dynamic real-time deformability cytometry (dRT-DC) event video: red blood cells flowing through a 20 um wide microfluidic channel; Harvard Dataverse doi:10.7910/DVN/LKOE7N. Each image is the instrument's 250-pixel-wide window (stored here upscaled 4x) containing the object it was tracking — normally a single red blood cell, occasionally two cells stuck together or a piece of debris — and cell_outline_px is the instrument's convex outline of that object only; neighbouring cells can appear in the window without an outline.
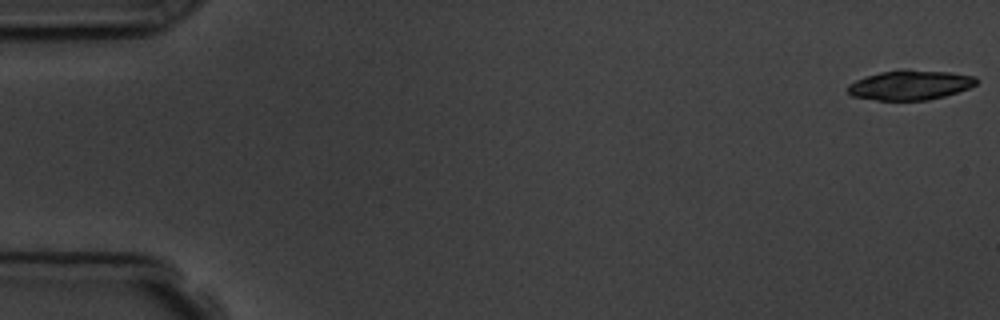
{"species": "common noctule bat (a hibernating species)", "species_latin": "Nyctalus noctula", "temperature_condition": "room temperature", "stored_images_in_passage": 15, "camera_frame_rate_fps": 3000, "um_per_image_px": 0.085, "animal": {"sex": "male", "body_mass_g": 19.5, "forearm_length_mm": 54.6}, "frame": {"image": 1, "passage_image": 1, "time_ms": 0.0, "image_size_px": [1000, 320], "cell_outline_px": [[980, 80], [976, 84], [968, 88], [944, 96], [928, 100], [876, 100], [852, 96], [848, 92], [848, 84], [856, 80], [880, 72], [900, 68], [908, 68], [948, 72], [976, 76]], "centroid_in_image_um": [77.38, 7.2], "position_along_channel_um": 7.6, "area_um2": 22.48}, "authors_computed_cell_mechanics": {"area_um2": 22.4842, "velocity_mm_per_s": 3.7432, "shape_relaxation_time_tau1_ms": 2.3123, "shape_relaxation_time_tau2_ms": 2.0628, "deformation_change_tau1": 0.1956, "deformation_change_tau2": 0.0904}}